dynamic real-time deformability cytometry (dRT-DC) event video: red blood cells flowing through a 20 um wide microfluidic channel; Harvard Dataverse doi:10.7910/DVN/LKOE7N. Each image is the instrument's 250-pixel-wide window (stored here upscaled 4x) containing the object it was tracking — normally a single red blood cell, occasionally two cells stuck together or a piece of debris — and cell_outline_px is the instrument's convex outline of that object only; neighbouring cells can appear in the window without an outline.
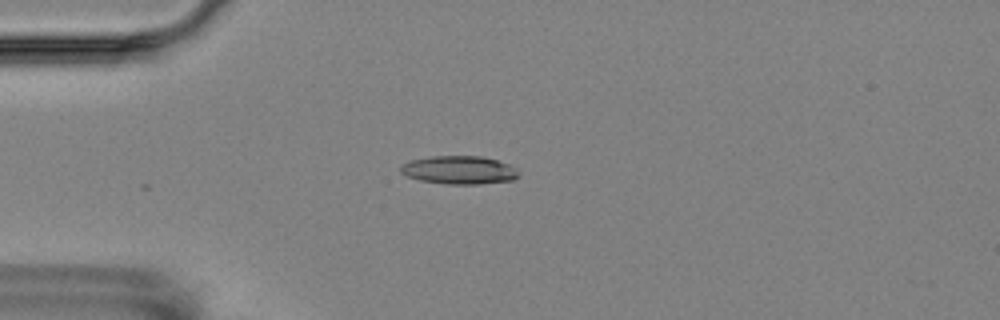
{"species": "Egyptian fruit bat (a non-hibernating species)", "species_latin": "Rousettus aegyptiacus", "temperature_condition": "room temperature", "stored_images_in_passage": 7, "camera_frame_rate_fps": 3000, "um_per_image_px": 0.085, "animal": {"sex": "female"}, "frame": {"image": 1, "passage_image": 5, "time_ms": 4.333, "image_size_px": [1000, 320], "cell_outline_px": [[520, 176], [512, 180], [480, 184], [444, 184], [420, 180], [404, 176], [400, 172], [400, 164], [412, 160], [432, 156], [480, 156], [496, 160], [508, 164], [516, 168]], "centroid_in_image_um": [39.0, 14.46], "position_along_channel_um": 46.0, "area_um2": 19.54}}